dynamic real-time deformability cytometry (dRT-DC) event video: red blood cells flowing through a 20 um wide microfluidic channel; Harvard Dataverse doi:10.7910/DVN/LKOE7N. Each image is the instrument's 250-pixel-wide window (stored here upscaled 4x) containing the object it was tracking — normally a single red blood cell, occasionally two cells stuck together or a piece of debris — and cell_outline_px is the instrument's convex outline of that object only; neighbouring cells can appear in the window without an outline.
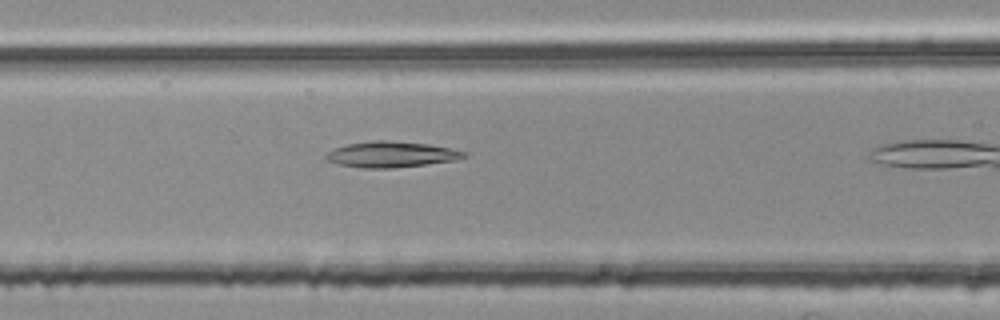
{"species": "common noctule bat (a hibernating species)", "species_latin": "Nyctalus noctula", "temperature_condition": "room temperature", "stored_images_in_passage": 33, "camera_frame_rate_fps": 3000, "um_per_image_px": 0.085, "animal": {"sex": "female", "body_mass_g": 25.1}, "frame": {"image": 1, "passage_image": 8, "time_ms": 2.333, "image_size_px": [1000, 320], "cell_outline_px": [[468, 156], [456, 160], [392, 168], [360, 168], [340, 164], [328, 160], [324, 156], [328, 152], [336, 148], [348, 144], [372, 140], [384, 140], [428, 144], [452, 148], [468, 152]], "centroid_in_image_um": [33.3, 13.12], "position_along_channel_um": 133.3, "area_um2": 20.63}}
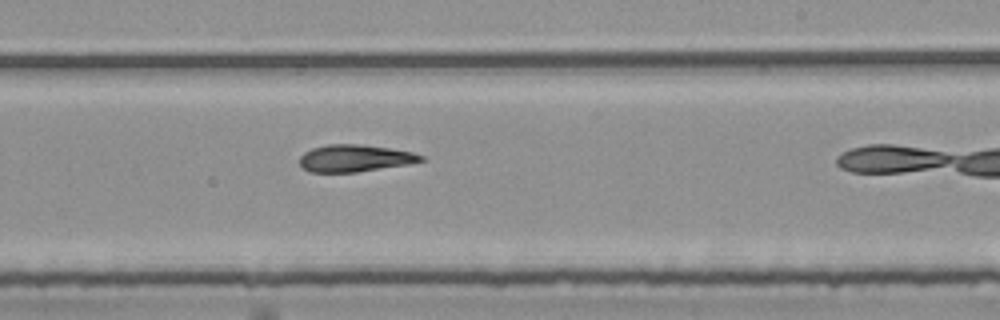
{"frame": {"image": 2, "passage_image": 18, "time_ms": 5.667, "image_size_px": [1000, 320], "cell_outline_px": [[424, 160], [408, 164], [356, 172], [308, 172], [300, 164], [300, 156], [304, 152], [312, 148], [328, 144], [364, 144], [412, 152], [424, 156]], "centroid_in_image_um": [30.14, 13.44], "position_along_channel_um": 258.9, "area_um2": 19.07}}
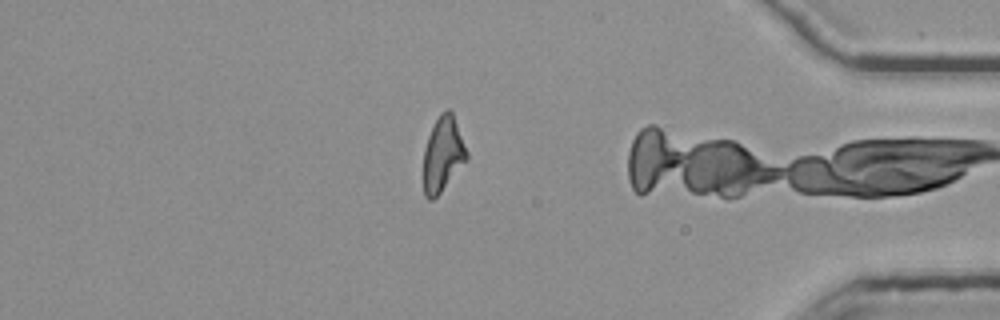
{"frame": {"image": 3, "passage_image": 32, "time_ms": 10.333, "image_size_px": [1000, 320], "cell_outline_px": [[468, 160], [440, 192], [432, 200], [428, 200], [424, 196], [424, 148], [428, 136], [440, 112], [448, 108], [452, 112], [468, 152]], "centroid_in_image_um": [37.65, 13.11], "position_along_channel_um": 397.5, "area_um2": 18.79}}